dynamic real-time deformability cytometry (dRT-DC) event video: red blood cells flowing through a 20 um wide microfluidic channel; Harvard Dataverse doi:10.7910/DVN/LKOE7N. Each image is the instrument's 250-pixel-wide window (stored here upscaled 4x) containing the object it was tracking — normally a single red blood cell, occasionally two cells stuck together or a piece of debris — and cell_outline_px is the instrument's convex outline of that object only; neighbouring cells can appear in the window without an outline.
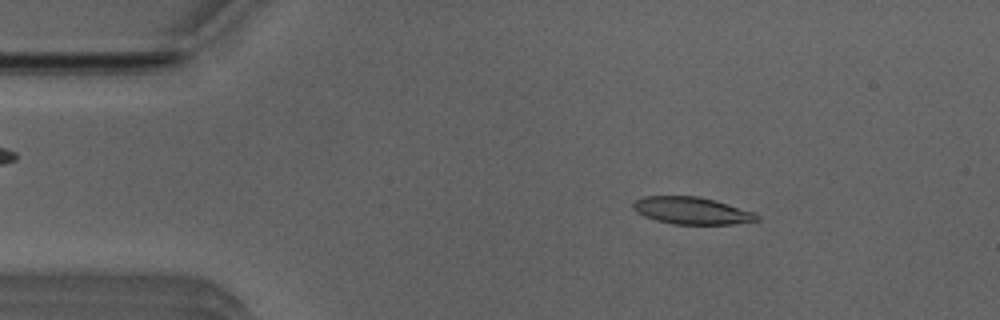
{"species": "Egyptian fruit bat (a non-hibernating species)", "species_latin": "Rousettus aegyptiacus", "temperature_condition": "room temperature", "stored_images_in_passage": 50, "camera_frame_rate_fps": 3000, "um_per_image_px": 0.085, "animal": {"sex": "male"}, "frame": {"image": 1, "passage_image": 7, "time_ms": 2.0, "image_size_px": [1000, 320], "cell_outline_px": [[760, 220], [732, 224], [672, 224], [656, 220], [644, 216], [636, 212], [632, 208], [632, 204], [636, 200], [644, 196], [696, 196], [728, 204], [756, 212], [760, 216]], "centroid_in_image_um": [58.8, 17.91], "position_along_channel_um": 26.2, "area_um2": 19.59}}
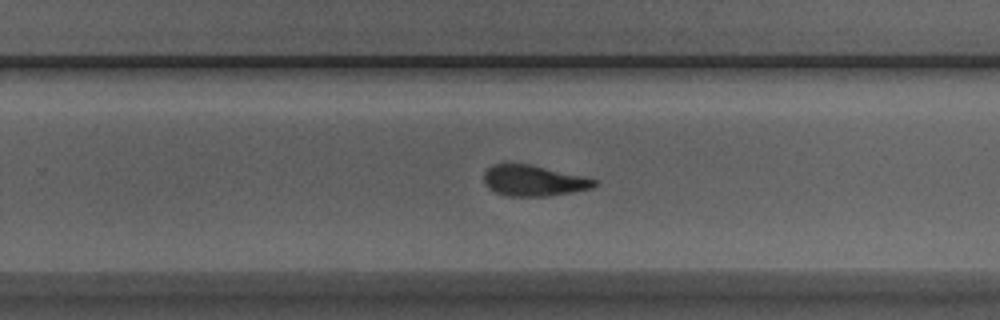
{"frame": {"image": 2, "passage_image": 31, "time_ms": 10.0, "image_size_px": [1000, 320], "cell_outline_px": [[600, 180], [592, 188], [572, 192], [548, 196], [508, 196], [496, 192], [488, 188], [484, 184], [484, 172], [492, 164], [528, 164], [584, 176]], "centroid_in_image_um": [45.36, 15.36], "position_along_channel_um": 284.4, "area_um2": 19.83}}
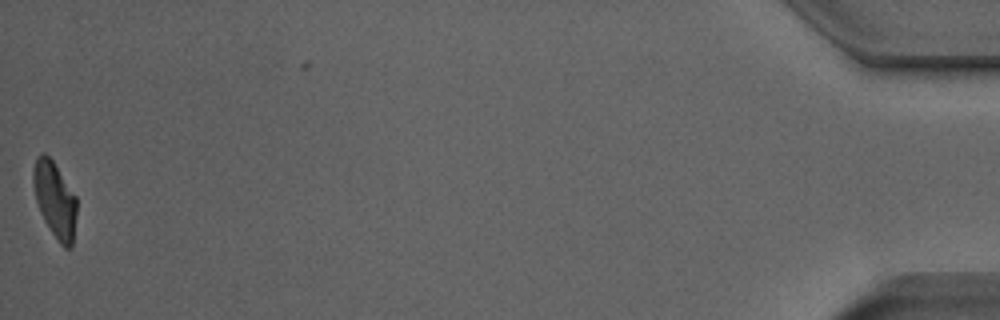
{"frame": {"image": 3, "passage_image": 50, "time_ms": 16.333, "image_size_px": [1000, 320], "cell_outline_px": [[76, 216], [72, 248], [64, 248], [60, 244], [44, 220], [40, 212], [36, 200], [32, 180], [32, 168], [36, 156], [40, 152], [44, 152], [52, 160], [76, 196]], "centroid_in_image_um": [4.64, 16.95], "position_along_channel_um": 430.6, "area_um2": 19.25}, "authors_computed_cell_mechanics": {"area_um2": 20.2011, "velocity_mm_per_s": 3.9725, "shape_relaxation_time_tau1_ms": 4.5081, "shape_relaxation_time_tau2_ms": 3.0658, "deformation_change_tau1": 0.1698, "deformation_change_tau2": 0.1152}}